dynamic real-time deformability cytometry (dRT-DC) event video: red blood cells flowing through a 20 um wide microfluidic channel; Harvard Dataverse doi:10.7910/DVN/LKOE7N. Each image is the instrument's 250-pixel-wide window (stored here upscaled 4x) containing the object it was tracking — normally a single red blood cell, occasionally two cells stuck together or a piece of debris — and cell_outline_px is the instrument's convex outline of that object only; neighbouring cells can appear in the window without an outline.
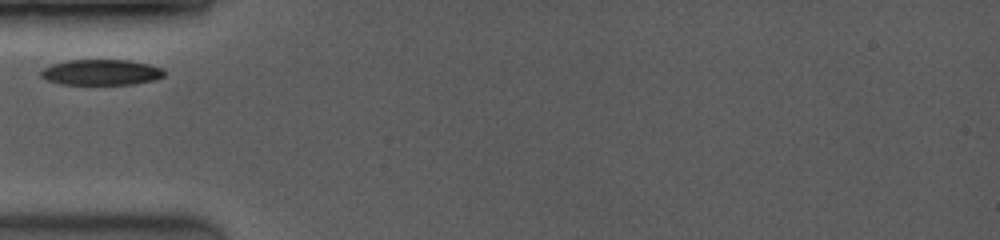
{"species": "common noctule bat (a hibernating species)", "species_latin": "Nyctalus noctula", "temperature_condition": "room temperature", "stored_images_in_passage": 2, "camera_frame_rate_fps": 3500, "um_per_image_px": 0.085, "animal": {"sex": "female", "body_mass_g": 19.0, "forearm_length_mm": 53.3}, "frame": {"image": 1, "passage_image": 1, "time_ms": 0.0, "image_size_px": [1000, 240], "cell_outline_px": [[164, 76], [156, 80], [132, 84], [60, 84], [48, 80], [40, 76], [40, 72], [44, 68], [52, 64], [68, 60], [128, 60], [148, 64], [164, 68]], "centroid_in_image_um": [8.62, 6.14], "position_along_channel_um": 76.4, "area_um2": 18.44}}